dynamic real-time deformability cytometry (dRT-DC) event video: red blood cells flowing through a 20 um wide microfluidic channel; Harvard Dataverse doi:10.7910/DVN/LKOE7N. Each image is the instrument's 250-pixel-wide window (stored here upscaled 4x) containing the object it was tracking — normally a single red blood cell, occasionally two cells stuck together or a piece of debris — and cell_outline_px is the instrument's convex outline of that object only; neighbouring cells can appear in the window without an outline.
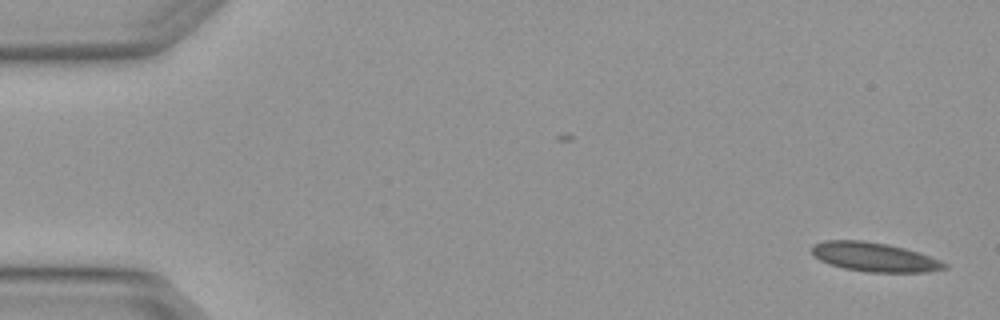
{"species": "Egyptian fruit bat (a non-hibernating species)", "species_latin": "Rousettus aegyptiacus", "temperature_condition": "warm", "stored_images_in_passage": 4, "camera_frame_rate_fps": 3000, "um_per_image_px": 0.085, "animal": {"sex": "female"}, "frame": {"image": 1, "passage_image": 1, "time_ms": 0.0, "image_size_px": [1000, 320], "cell_outline_px": [[948, 268], [924, 272], [868, 272], [844, 268], [820, 260], [812, 252], [812, 244], [824, 240], [860, 240], [888, 244], [904, 248], [940, 260], [948, 264]], "centroid_in_image_um": [74.32, 21.84], "position_along_channel_um": 10.7, "area_um2": 22.25}}
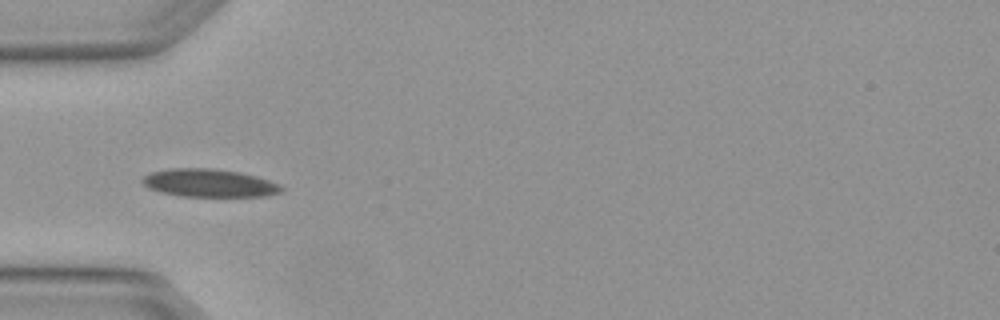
{"frame": {"image": 2, "passage_image": 4, "time_ms": 1.0, "image_size_px": [1000, 320], "cell_outline_px": [[284, 188], [280, 192], [264, 196], [184, 196], [164, 192], [148, 188], [140, 180], [144, 176], [152, 172], [168, 168], [212, 168], [240, 172], [256, 176], [280, 184]], "centroid_in_image_um": [17.79, 15.54], "position_along_channel_um": 67.2, "area_um2": 22.48}}